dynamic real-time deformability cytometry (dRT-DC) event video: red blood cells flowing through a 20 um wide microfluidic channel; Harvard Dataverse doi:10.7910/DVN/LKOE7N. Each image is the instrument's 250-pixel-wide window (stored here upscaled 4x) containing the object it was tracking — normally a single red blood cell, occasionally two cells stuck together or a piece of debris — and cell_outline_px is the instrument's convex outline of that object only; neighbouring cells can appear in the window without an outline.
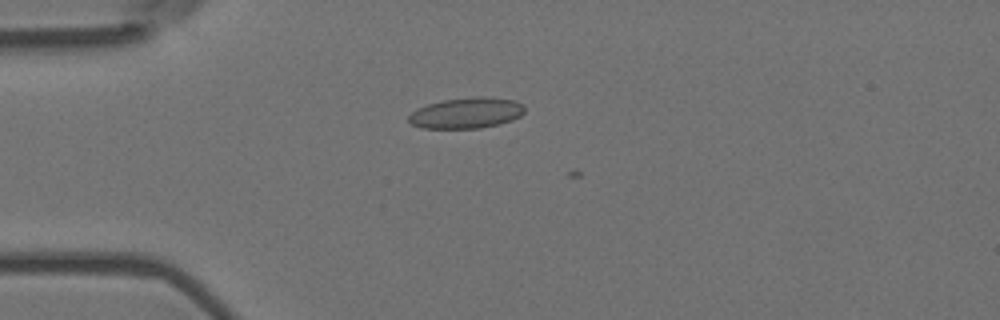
{"species": "Egyptian fruit bat (a non-hibernating species)", "species_latin": "Rousettus aegyptiacus", "temperature_condition": "room temperature", "stored_images_in_passage": 3, "camera_frame_rate_fps": 3000, "um_per_image_px": 0.085, "animal": {"sex": "female"}, "frame": {"image": 1, "passage_image": 1, "time_ms": 0.0, "image_size_px": [1000, 320], "cell_outline_px": [[524, 112], [520, 116], [512, 120], [500, 124], [480, 128], [420, 128], [412, 124], [408, 120], [408, 116], [416, 108], [428, 104], [444, 100], [472, 96], [484, 96], [516, 100], [524, 104]], "centroid_in_image_um": [39.66, 9.59], "position_along_channel_um": 45.3, "area_um2": 21.04}}